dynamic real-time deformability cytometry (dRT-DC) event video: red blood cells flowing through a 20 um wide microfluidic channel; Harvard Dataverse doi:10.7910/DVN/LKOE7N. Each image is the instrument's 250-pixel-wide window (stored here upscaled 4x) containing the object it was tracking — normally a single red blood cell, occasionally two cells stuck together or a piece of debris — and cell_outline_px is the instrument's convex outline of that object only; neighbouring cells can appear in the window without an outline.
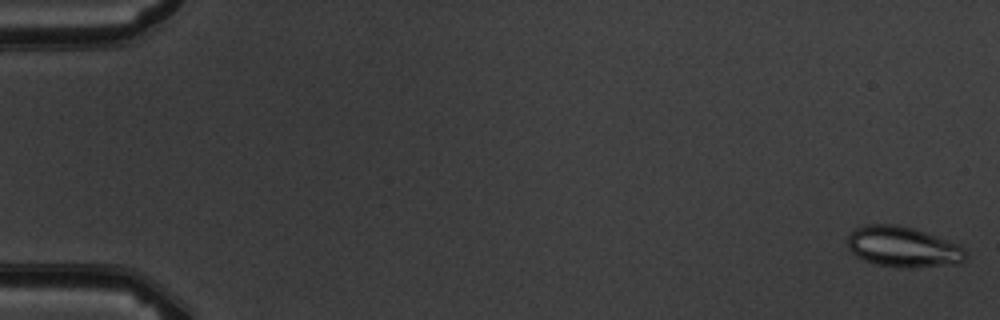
{"species": "common noctule bat (a hibernating species)", "species_latin": "Nyctalus noctula", "temperature_condition": "warm", "stored_images_in_passage": 6, "camera_frame_rate_fps": 3000, "um_per_image_px": 0.085, "animal": {"sex": "male", "body_mass_g": 19.5, "forearm_length_mm": 54.6}, "frame": {"image": 1, "passage_image": 1, "time_ms": 0.0, "image_size_px": [1000, 320], "cell_outline_px": [[968, 256], [960, 264], [880, 264], [864, 260], [856, 256], [848, 248], [848, 236], [856, 228], [868, 224], [896, 224], [912, 228], [924, 232], [956, 244], [968, 252]], "centroid_in_image_um": [76.72, 20.92], "position_along_channel_um": 8.3, "area_um2": 26.47}}
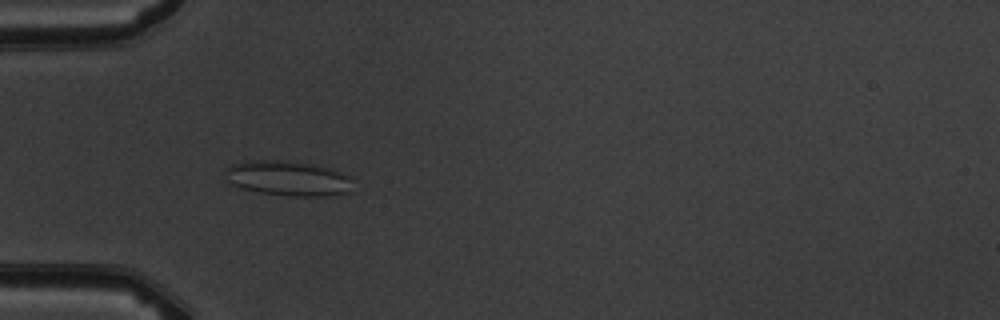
{"frame": {"image": 2, "passage_image": 5, "time_ms": 5.333, "image_size_px": [1000, 320], "cell_outline_px": [[356, 192], [324, 196], [288, 196], [260, 192], [240, 188], [232, 184], [228, 180], [224, 172], [224, 168], [232, 164], [248, 160], [276, 160], [312, 164], [332, 168], [352, 176]], "centroid_in_image_um": [24.57, 15.17], "position_along_channel_um": 60.4, "area_um2": 26.65}}
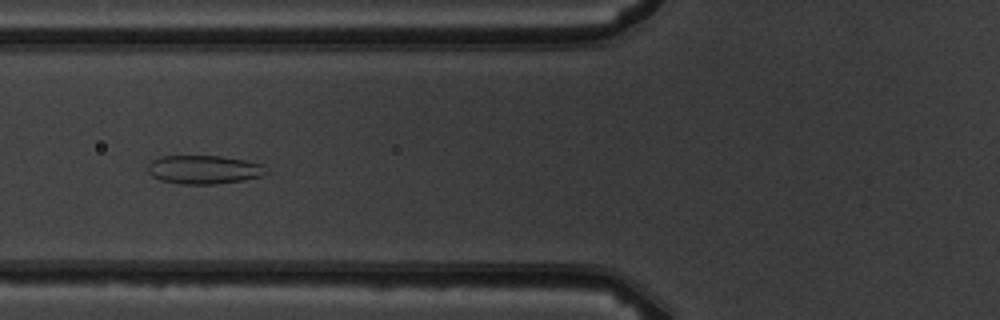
{"frame": {"image": 3, "passage_image": 6, "time_ms": 6.667, "image_size_px": [1000, 320], "cell_outline_px": [[268, 172], [264, 176], [244, 180], [212, 184], [180, 184], [160, 180], [152, 176], [148, 172], [148, 164], [152, 160], [160, 156], [220, 156], [244, 160], [264, 164]], "centroid_in_image_um": [17.35, 14.42], "position_along_channel_um": 108.4, "area_um2": 19.88}}